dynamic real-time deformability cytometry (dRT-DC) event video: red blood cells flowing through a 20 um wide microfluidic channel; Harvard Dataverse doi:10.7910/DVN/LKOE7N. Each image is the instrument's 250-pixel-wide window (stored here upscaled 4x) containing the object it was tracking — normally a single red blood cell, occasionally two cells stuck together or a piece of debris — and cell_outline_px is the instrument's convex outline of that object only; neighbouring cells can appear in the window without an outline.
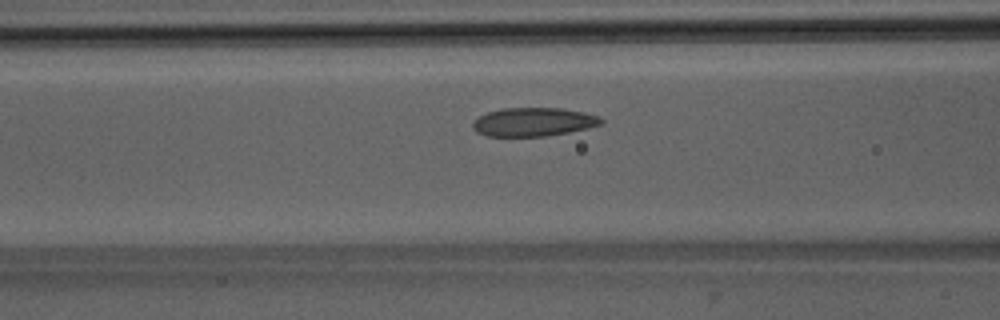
{"species": "Egyptian fruit bat (a non-hibernating species)", "species_latin": "Rousettus aegyptiacus", "temperature_condition": "room temperature", "stored_images_in_passage": 12, "camera_frame_rate_fps": 3000, "um_per_image_px": 0.085, "animal": {"sex": "male"}, "frame": {"image": 1, "passage_image": 10, "time_ms": 3.0, "image_size_px": [1000, 320], "cell_outline_px": [[604, 124], [588, 128], [568, 132], [544, 136], [488, 136], [476, 132], [472, 128], [472, 124], [480, 116], [488, 112], [504, 108], [560, 108], [584, 112], [600, 116], [604, 120]], "centroid_in_image_um": [45.38, 10.36], "position_along_channel_um": 121.2, "area_um2": 21.39}}